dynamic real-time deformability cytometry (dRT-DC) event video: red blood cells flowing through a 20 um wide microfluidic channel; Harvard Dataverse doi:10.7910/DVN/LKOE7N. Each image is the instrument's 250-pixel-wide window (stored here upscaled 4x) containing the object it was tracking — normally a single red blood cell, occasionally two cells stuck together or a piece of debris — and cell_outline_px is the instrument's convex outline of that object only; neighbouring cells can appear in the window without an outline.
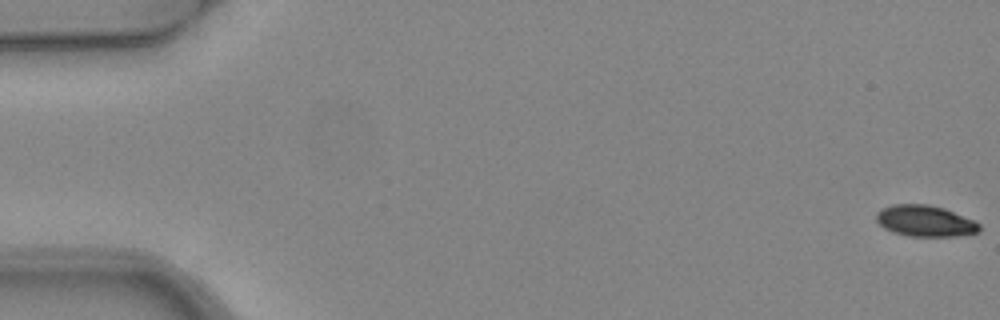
{"species": "common noctule bat (a hibernating species)", "species_latin": "Nyctalus noctula", "temperature_condition": "warm", "stored_images_in_passage": 5, "camera_frame_rate_fps": 3000, "um_per_image_px": 0.085, "animal": {"sex": "female", "body_mass_g": 24.6, "forearm_length_mm": 56.2}, "frame": {"image": 1, "passage_image": 1, "time_ms": 0.0, "image_size_px": [1000, 320], "cell_outline_px": [[980, 232], [956, 236], [908, 236], [892, 232], [884, 228], [876, 220], [876, 212], [880, 208], [892, 204], [928, 204], [944, 208], [976, 220], [980, 224]], "centroid_in_image_um": [78.64, 18.77], "position_along_channel_um": 6.4, "area_um2": 19.02}}
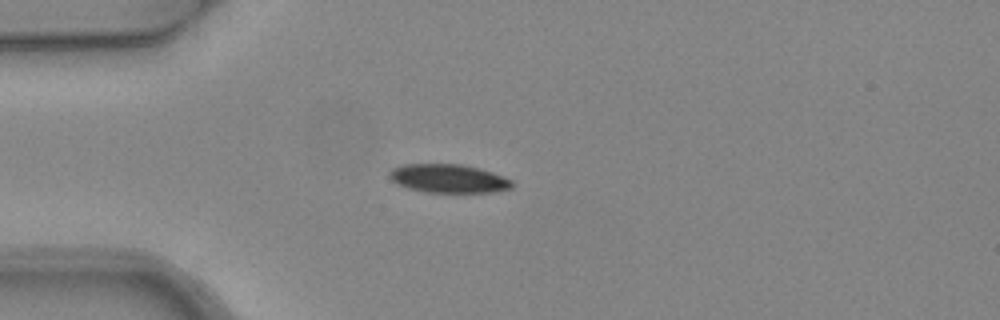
{"frame": {"image": 2, "passage_image": 5, "time_ms": 1.333, "image_size_px": [1000, 320], "cell_outline_px": [[512, 188], [492, 192], [428, 192], [408, 188], [396, 184], [388, 176], [388, 172], [392, 168], [404, 164], [460, 164], [480, 168], [492, 172], [512, 180]], "centroid_in_image_um": [38.09, 15.17], "position_along_channel_um": 46.9, "area_um2": 20.4}}